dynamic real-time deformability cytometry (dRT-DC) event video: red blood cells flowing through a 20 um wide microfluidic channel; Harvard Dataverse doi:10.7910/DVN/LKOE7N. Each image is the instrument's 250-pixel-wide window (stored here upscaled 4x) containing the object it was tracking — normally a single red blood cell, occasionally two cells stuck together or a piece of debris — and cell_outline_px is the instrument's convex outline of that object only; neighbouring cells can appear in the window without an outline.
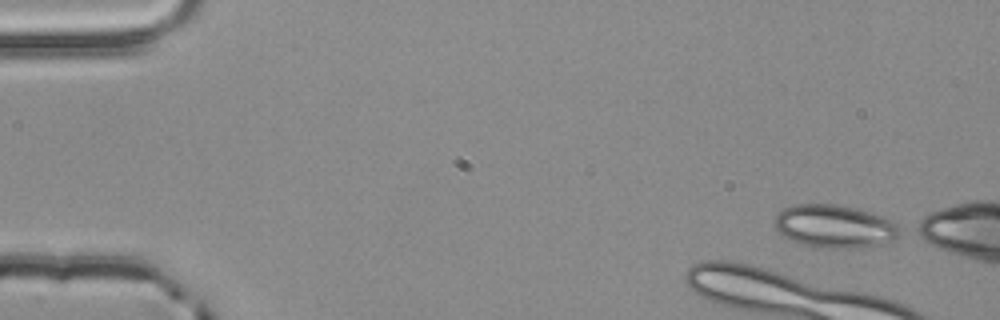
{"species": "common noctule bat (a hibernating species)", "species_latin": "Nyctalus noctula", "temperature_condition": "room temperature", "stored_images_in_passage": 7, "camera_frame_rate_fps": 3000, "um_per_image_px": 0.085, "animal": {"sex": "male", "body_mass_g": 20.4}, "frame": {"image": 1, "passage_image": 1, "time_ms": 0.0, "image_size_px": [1000, 320], "cell_outline_px": [[904, 232], [892, 240], [880, 244], [864, 248], [816, 248], [792, 240], [784, 236], [776, 228], [772, 220], [784, 208], [792, 204], [836, 204], [884, 216], [904, 228]], "centroid_in_image_um": [70.97, 19.25], "position_along_channel_um": 14.0, "area_um2": 31.62}}